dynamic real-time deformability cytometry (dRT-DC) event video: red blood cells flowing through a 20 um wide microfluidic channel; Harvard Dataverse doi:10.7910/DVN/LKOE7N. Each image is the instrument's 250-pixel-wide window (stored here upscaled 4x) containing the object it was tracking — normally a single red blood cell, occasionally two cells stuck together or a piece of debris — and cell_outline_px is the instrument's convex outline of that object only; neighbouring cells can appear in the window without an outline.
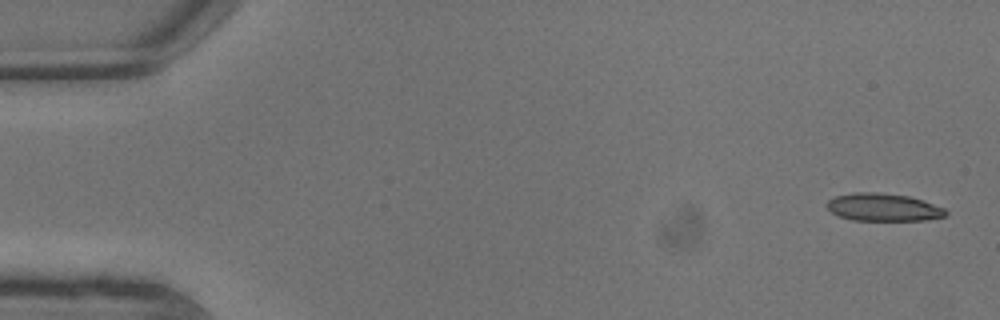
{"species": "common noctule bat (a hibernating species)", "species_latin": "Nyctalus noctula", "temperature_condition": "warm", "stored_images_in_passage": 6, "camera_frame_rate_fps": 3000, "um_per_image_px": 0.085, "animal": {"sex": "male", "body_mass_g": 13.3}, "frame": {"image": 1, "passage_image": 1, "time_ms": 0.0, "image_size_px": [1000, 320], "cell_outline_px": [[948, 216], [924, 220], [852, 220], [836, 216], [824, 204], [828, 200], [836, 196], [852, 192], [876, 192], [908, 196], [944, 208], [948, 212]], "centroid_in_image_um": [75.03, 17.62], "position_along_channel_um": 10.0, "area_um2": 19.19}}
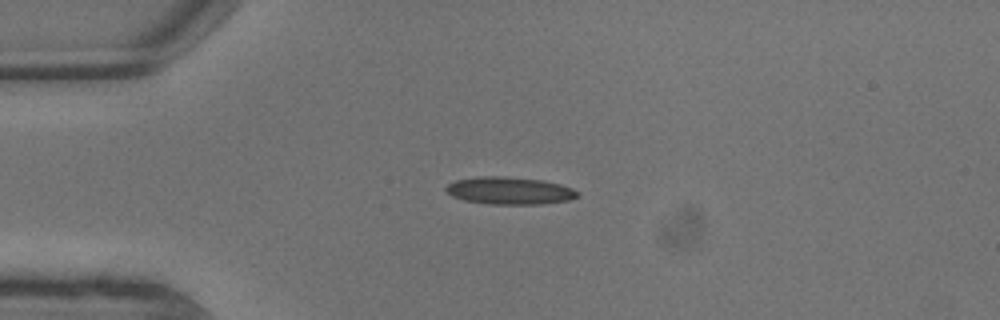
{"frame": {"image": 2, "passage_image": 5, "time_ms": 1.333, "image_size_px": [1000, 320], "cell_outline_px": [[580, 196], [568, 200], [540, 204], [488, 204], [464, 200], [452, 196], [444, 188], [448, 184], [456, 180], [476, 176], [504, 176], [544, 180], [560, 184], [572, 188], [580, 192]], "centroid_in_image_um": [43.33, 16.2], "position_along_channel_um": 41.7, "area_um2": 21.15}}